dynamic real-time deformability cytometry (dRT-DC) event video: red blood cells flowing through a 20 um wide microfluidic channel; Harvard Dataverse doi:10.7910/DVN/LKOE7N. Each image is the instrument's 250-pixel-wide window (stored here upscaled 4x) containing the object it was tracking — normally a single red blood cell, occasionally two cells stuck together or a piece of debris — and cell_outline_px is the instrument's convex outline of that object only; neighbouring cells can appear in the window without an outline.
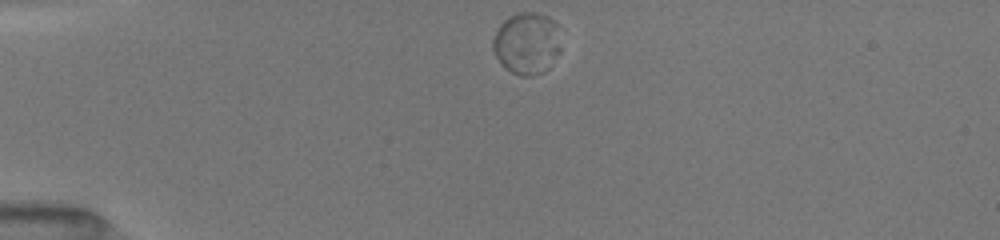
{"species": "common noctule bat (a hibernating species)", "species_latin": "Nyctalus noctula", "temperature_condition": "room temperature", "stored_images_in_passage": 17, "camera_frame_rate_fps": 3000, "um_per_image_px": 0.085, "animal": {"sex": "female", "body_mass_g": 19.5, "forearm_length_mm": 54.1}, "frame": {"image": 1, "passage_image": 1, "time_ms": 0.0, "image_size_px": [1000, 240], "cell_outline_px": [[560, 24], [548, 68], [544, 72], [532, 76], [520, 76], [512, 72], [496, 56], [492, 48], [492, 40], [500, 24], [508, 16], [520, 12], [536, 12], [548, 16]], "centroid_in_image_um": [44.71, 3.62], "position_along_channel_um": 40.3, "area_um2": 23.64}}
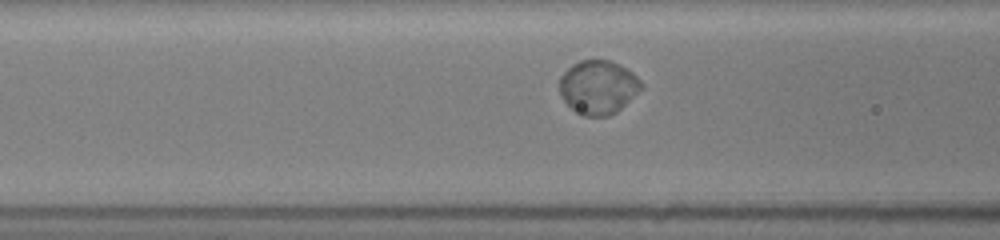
{"frame": {"image": 2, "passage_image": 9, "time_ms": 3.0, "image_size_px": [1000, 240], "cell_outline_px": [[644, 88], [616, 112], [608, 116], [584, 116], [572, 108], [560, 96], [560, 76], [572, 64], [580, 60], [612, 60], [620, 64], [632, 72], [644, 84]], "centroid_in_image_um": [50.87, 7.4], "position_along_channel_um": 115.7, "area_um2": 25.72}}
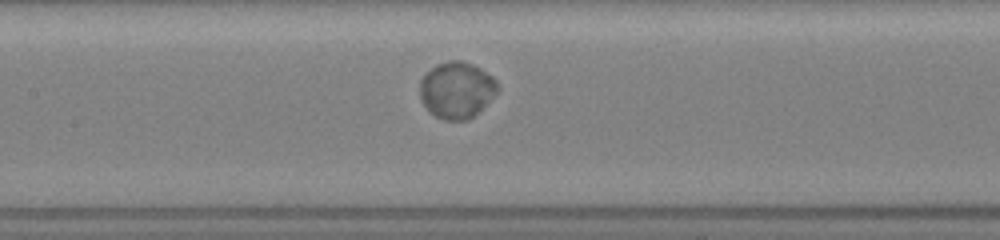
{"frame": {"image": 3, "passage_image": 14, "time_ms": 4.333, "image_size_px": [1000, 240], "cell_outline_px": [[500, 88], [468, 120], [444, 120], [436, 116], [424, 104], [420, 96], [420, 80], [436, 64], [448, 60], [460, 60], [472, 64], [480, 68], [492, 76], [496, 80]], "centroid_in_image_um": [38.81, 7.62], "position_along_channel_um": 168.6, "area_um2": 25.09}}